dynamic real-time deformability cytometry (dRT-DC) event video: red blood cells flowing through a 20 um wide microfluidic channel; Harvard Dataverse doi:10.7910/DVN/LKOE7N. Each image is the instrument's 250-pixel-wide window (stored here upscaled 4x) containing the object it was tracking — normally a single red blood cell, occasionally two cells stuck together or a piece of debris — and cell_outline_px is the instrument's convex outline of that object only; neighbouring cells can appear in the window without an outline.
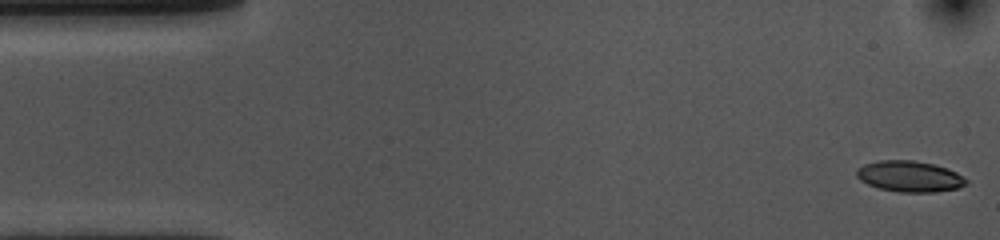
{"species": "common noctule bat (a hibernating species)", "species_latin": "Nyctalus noctula", "temperature_condition": "cold", "stored_images_in_passage": 54, "camera_frame_rate_fps": 3000, "um_per_image_px": 0.085, "animal": {"sex": "female", "body_mass_g": 10.0, "forearm_length_mm": 53.1}, "frame": {"image": 1, "passage_image": 1, "time_ms": 0.0, "image_size_px": [1000, 240], "cell_outline_px": [[968, 184], [960, 188], [936, 192], [900, 192], [880, 188], [868, 184], [860, 180], [856, 176], [856, 168], [864, 164], [880, 160], [912, 160], [936, 164], [948, 168], [956, 172], [968, 180]], "centroid_in_image_um": [77.34, 14.99], "position_along_channel_um": 7.7, "area_um2": 20.0}}
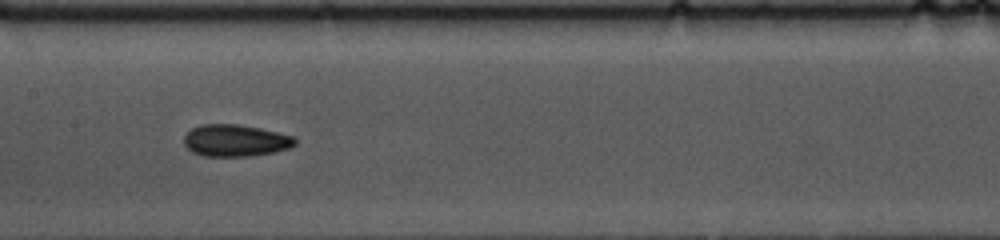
{"frame": {"image": 2, "passage_image": 25, "time_ms": 8.0, "image_size_px": [1000, 240], "cell_outline_px": [[296, 144], [288, 148], [272, 152], [248, 156], [204, 156], [192, 152], [184, 144], [184, 136], [192, 128], [200, 124], [236, 124], [260, 128], [292, 136], [296, 140]], "centroid_in_image_um": [19.97, 11.94], "position_along_channel_um": 187.4, "area_um2": 20.46}}
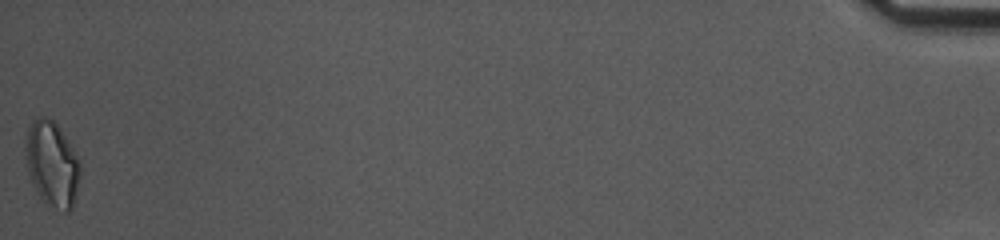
{"frame": {"image": 3, "passage_image": 54, "time_ms": 17.667, "image_size_px": [1000, 240], "cell_outline_px": [[80, 176], [72, 208], [68, 212], [64, 212], [44, 204], [36, 192], [32, 184], [28, 172], [24, 148], [24, 136], [32, 120], [40, 116], [44, 116], [52, 120], [56, 124], [80, 160]], "centroid_in_image_um": [4.39, 13.95], "position_along_channel_um": 430.8, "area_um2": 27.46}, "authors_computed_cell_mechanics": {"area_um2": 20.1433, "velocity_mm_per_s": 3.6117, "shape_relaxation_time_tau1_ms": 4.4036, "shape_relaxation_time_tau2_ms": 3.8404, "deformation_change_tau1": 0.1066, "deformation_change_tau2": 0.0889}}